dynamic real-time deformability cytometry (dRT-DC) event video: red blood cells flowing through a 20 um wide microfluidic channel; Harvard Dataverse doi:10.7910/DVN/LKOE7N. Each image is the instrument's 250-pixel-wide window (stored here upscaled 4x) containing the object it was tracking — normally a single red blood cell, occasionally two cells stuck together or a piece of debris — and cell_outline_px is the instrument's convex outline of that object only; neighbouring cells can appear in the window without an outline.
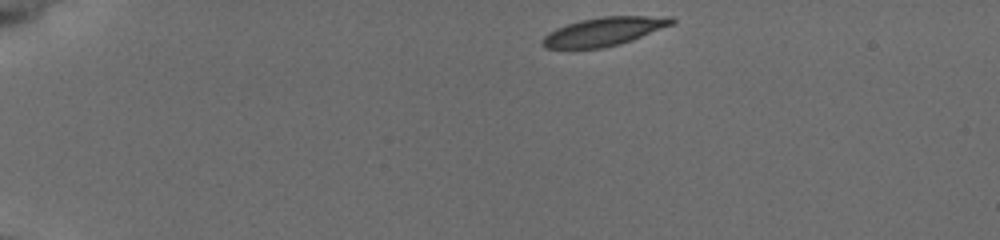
{"species": "common noctule bat (a hibernating species)", "species_latin": "Nyctalus noctula", "temperature_condition": "cold", "stored_images_in_passage": 45, "camera_frame_rate_fps": 3000, "um_per_image_px": 0.085, "animal": {"sex": "female", "body_mass_g": 19.5, "forearm_length_mm": 54.1}, "frame": {"image": 1, "passage_image": 1, "time_ms": 0.0, "image_size_px": [1000, 240], "cell_outline_px": [[676, 20], [672, 24], [632, 40], [620, 44], [604, 48], [544, 48], [540, 44], [540, 40], [548, 32], [556, 28], [580, 20], [604, 16], [672, 16]], "centroid_in_image_um": [51.31, 2.68], "position_along_channel_um": 33.7, "area_um2": 21.5}}
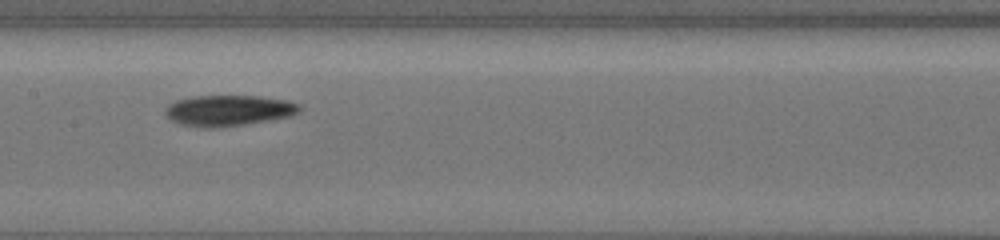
{"frame": {"image": 2, "passage_image": 20, "time_ms": 6.333, "image_size_px": [1000, 240], "cell_outline_px": [[304, 108], [300, 112], [292, 116], [244, 124], [212, 128], [204, 128], [180, 124], [172, 120], [164, 112], [164, 108], [168, 104], [176, 100], [192, 96], [260, 96], [288, 100], [300, 104]], "centroid_in_image_um": [19.46, 9.38], "position_along_channel_um": 187.9, "area_um2": 24.33}}
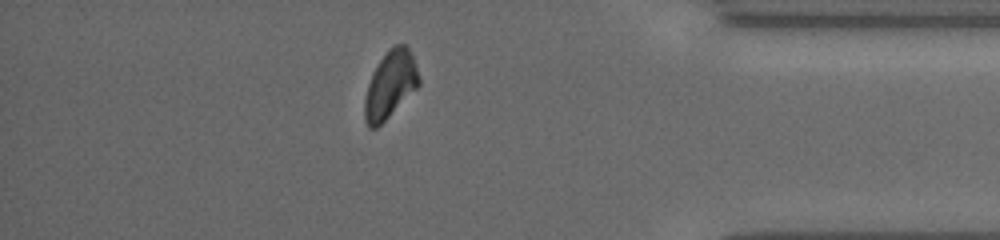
{"frame": {"image": 3, "passage_image": 39, "time_ms": 12.667, "image_size_px": [1000, 240], "cell_outline_px": [[420, 84], [376, 128], [368, 128], [364, 120], [364, 100], [368, 84], [372, 72], [388, 48], [396, 44], [404, 44], [412, 52], [420, 80]], "centroid_in_image_um": [33.15, 7.17], "position_along_channel_um": 402.0, "area_um2": 21.04}, "authors_computed_cell_mechanics": {"area_um2": 22.3108, "velocity_mm_per_s": 3.741, "shape_relaxation_time_tau1_ms": 3.0013, "shape_relaxation_time_tau2_ms": 8.5401, "deformation_change_tau1": 0.1032, "deformation_change_tau2": 0.152}}